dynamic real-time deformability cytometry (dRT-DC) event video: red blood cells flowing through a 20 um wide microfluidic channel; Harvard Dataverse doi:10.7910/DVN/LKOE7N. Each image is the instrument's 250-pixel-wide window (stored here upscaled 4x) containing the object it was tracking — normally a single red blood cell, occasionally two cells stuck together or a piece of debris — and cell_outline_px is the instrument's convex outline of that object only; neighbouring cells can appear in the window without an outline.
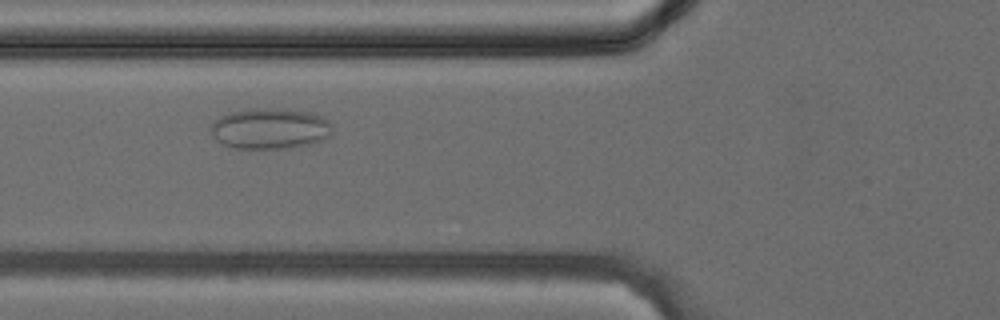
{"species": "common noctule bat (a hibernating species)", "species_latin": "Nyctalus noctula", "temperature_condition": "cold", "stored_images_in_passage": 36, "camera_frame_rate_fps": 3000, "um_per_image_px": 0.085, "animal": {"sex": "female", "body_mass_g": 24.6, "forearm_length_mm": 56.2}, "frame": {"image": 1, "passage_image": 11, "time_ms": 3.333, "image_size_px": [1000, 320], "cell_outline_px": [[332, 132], [324, 140], [312, 144], [292, 148], [232, 148], [220, 144], [208, 132], [212, 124], [220, 116], [232, 112], [252, 108], [276, 108], [308, 112], [320, 116], [328, 120], [332, 124]], "centroid_in_image_um": [22.93, 10.94], "position_along_channel_um": 102.9, "area_um2": 29.25}}